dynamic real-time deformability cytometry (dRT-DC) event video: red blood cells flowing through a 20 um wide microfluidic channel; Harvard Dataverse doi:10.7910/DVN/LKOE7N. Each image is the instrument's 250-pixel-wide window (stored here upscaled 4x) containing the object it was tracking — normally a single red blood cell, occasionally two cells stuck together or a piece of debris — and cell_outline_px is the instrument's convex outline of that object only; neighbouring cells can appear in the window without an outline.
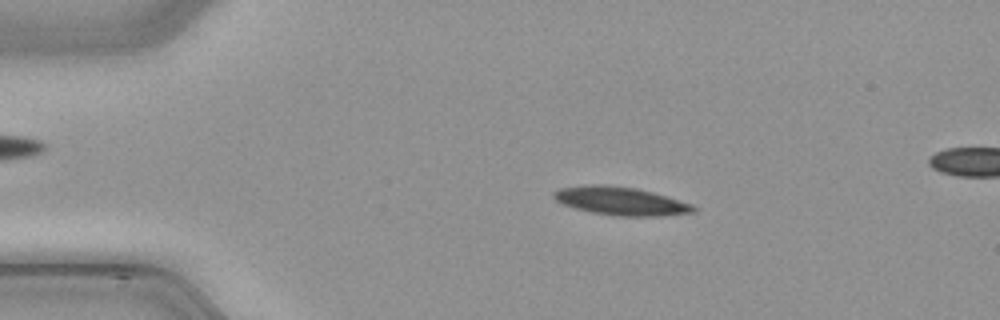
{"species": "common noctule bat (a hibernating species)", "species_latin": "Nyctalus noctula", "temperature_condition": "cold", "stored_images_in_passage": 20, "camera_frame_rate_fps": 3000, "um_per_image_px": 0.085, "animal": {"sex": "male", "body_mass_g": 21.5, "forearm_length_mm": 52.0}, "frame": {"image": 1, "passage_image": 9, "time_ms": 2.667, "image_size_px": [1000, 320], "cell_outline_px": [[696, 212], [660, 216], [620, 216], [592, 212], [576, 208], [564, 204], [556, 200], [552, 196], [552, 192], [560, 188], [592, 184], [604, 184], [636, 188], [652, 192], [692, 204], [696, 208]], "centroid_in_image_um": [52.76, 17.08], "position_along_channel_um": 32.2, "area_um2": 22.83}}